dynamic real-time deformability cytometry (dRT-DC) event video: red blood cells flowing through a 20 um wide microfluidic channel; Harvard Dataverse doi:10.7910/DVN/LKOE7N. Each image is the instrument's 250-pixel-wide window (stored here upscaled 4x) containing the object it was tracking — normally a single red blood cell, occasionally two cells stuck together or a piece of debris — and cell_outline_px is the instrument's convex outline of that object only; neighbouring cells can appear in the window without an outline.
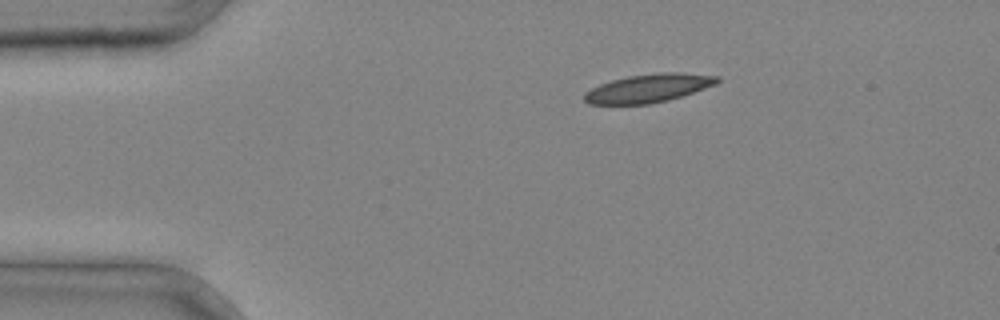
{"species": "common noctule bat (a hibernating species)", "species_latin": "Nyctalus noctula", "temperature_condition": "cold", "stored_images_in_passage": 4, "camera_frame_rate_fps": 3000, "um_per_image_px": 0.085, "animal": {"sex": "male", "body_mass_g": 20.4}, "frame": {"image": 1, "passage_image": 4, "time_ms": 1.0, "image_size_px": [1000, 320], "cell_outline_px": [[720, 80], [716, 84], [668, 100], [648, 104], [588, 104], [584, 100], [584, 92], [600, 84], [612, 80], [628, 76], [664, 72], [680, 72], [720, 76]], "centroid_in_image_um": [55.11, 7.49], "position_along_channel_um": 29.9, "area_um2": 21.79}}